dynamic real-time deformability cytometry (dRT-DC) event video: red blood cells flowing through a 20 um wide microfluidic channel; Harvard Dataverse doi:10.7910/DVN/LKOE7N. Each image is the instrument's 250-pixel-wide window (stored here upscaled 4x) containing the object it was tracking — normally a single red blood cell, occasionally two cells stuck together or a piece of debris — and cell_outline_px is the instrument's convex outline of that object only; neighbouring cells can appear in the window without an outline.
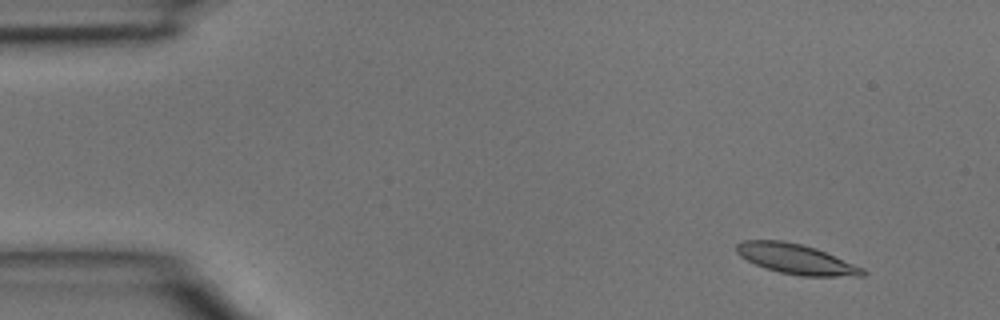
{"species": "common noctule bat (a hibernating species)", "species_latin": "Nyctalus noctula", "temperature_condition": "room temperature", "stored_images_in_passage": 5, "camera_frame_rate_fps": 3000, "um_per_image_px": 0.085, "animal": {"sex": "male", "body_mass_g": 15.6}, "frame": {"image": 1, "passage_image": 2, "time_ms": 0.333, "image_size_px": [1000, 320], "cell_outline_px": [[868, 272], [864, 276], [800, 276], [780, 272], [756, 264], [740, 256], [736, 252], [736, 244], [744, 240], [784, 240], [816, 248], [864, 268]], "centroid_in_image_um": [67.69, 22.01], "position_along_channel_um": 17.3, "area_um2": 21.96}}
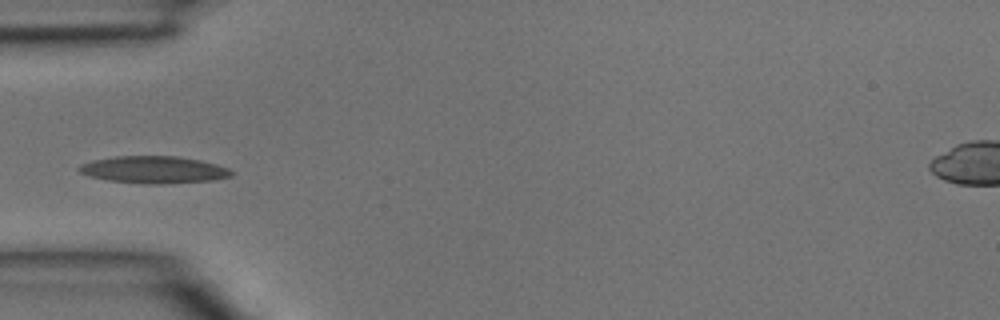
{"frame": {"image": 2, "passage_image": 5, "time_ms": 1.333, "image_size_px": [1000, 320], "cell_outline_px": [[232, 176], [212, 180], [160, 184], [144, 184], [108, 180], [88, 176], [80, 172], [76, 168], [80, 164], [92, 160], [116, 156], [176, 156], [200, 160], [216, 164], [228, 168], [232, 172]], "centroid_in_image_um": [13.03, 14.42], "position_along_channel_um": 72.0, "area_um2": 24.1}}